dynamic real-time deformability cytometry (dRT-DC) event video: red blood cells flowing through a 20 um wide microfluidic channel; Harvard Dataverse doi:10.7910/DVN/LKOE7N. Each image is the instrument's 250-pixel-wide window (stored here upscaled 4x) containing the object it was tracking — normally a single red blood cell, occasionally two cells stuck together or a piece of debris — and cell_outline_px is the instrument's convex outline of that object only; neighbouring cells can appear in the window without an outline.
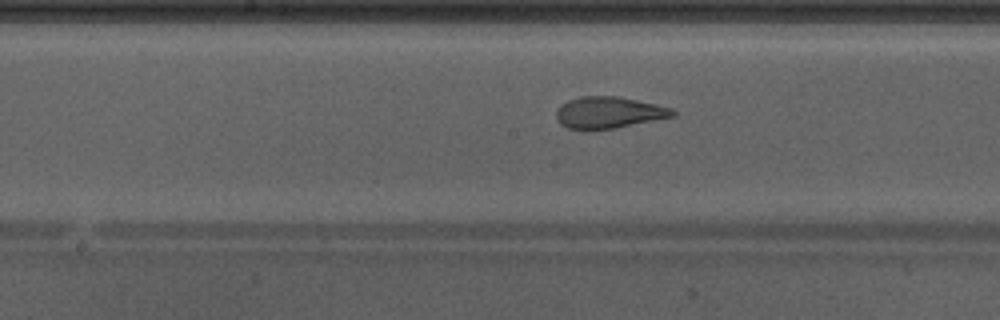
{"species": "Egyptian fruit bat (a non-hibernating species)", "species_latin": "Rousettus aegyptiacus", "temperature_condition": "warm", "stored_images_in_passage": 40, "camera_frame_rate_fps": 3000, "um_per_image_px": 0.085, "animal": {"sex": "male"}, "frame": {"image": 1, "passage_image": 22, "time_ms": 7.0, "image_size_px": [1000, 320], "cell_outline_px": [[676, 116], [612, 128], [584, 132], [580, 132], [568, 128], [560, 124], [556, 116], [556, 112], [560, 104], [568, 100], [580, 96], [620, 96], [656, 104], [672, 108], [676, 112]], "centroid_in_image_um": [51.7, 9.58], "position_along_channel_um": 196.5, "area_um2": 21.85}, "authors_computed_cell_mechanics": {"area_um2": 22.8021, "velocity_mm_per_s": 4.2873, "shape_relaxation_time_tau1_ms": null, "shape_relaxation_time_tau2_ms": 1.1357, "deformation_change_tau1": null, "deformation_change_tau2": 0.0866}}